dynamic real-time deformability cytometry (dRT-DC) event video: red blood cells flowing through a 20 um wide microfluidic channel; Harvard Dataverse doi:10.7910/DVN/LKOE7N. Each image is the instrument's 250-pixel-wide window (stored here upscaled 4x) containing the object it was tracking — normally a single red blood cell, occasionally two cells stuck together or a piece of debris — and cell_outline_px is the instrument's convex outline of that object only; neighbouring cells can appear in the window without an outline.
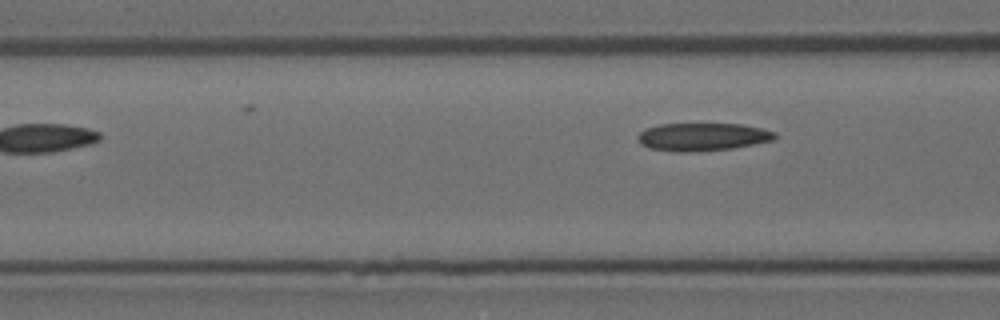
{"species": "Egyptian fruit bat (a non-hibernating species)", "species_latin": "Rousettus aegyptiacus", "temperature_condition": "room temperature", "stored_images_in_passage": 6, "camera_frame_rate_fps": 3000, "um_per_image_px": 0.085, "animal": {"sex": "female"}, "frame": {"image": 1, "passage_image": 6, "time_ms": 1.667, "image_size_px": [1000, 320], "cell_outline_px": [[776, 136], [772, 140], [732, 148], [692, 152], [680, 152], [648, 148], [640, 144], [636, 136], [644, 128], [660, 124], [740, 124], [760, 128], [776, 132]], "centroid_in_image_um": [59.65, 11.63], "position_along_channel_um": 107.0, "area_um2": 22.2}}